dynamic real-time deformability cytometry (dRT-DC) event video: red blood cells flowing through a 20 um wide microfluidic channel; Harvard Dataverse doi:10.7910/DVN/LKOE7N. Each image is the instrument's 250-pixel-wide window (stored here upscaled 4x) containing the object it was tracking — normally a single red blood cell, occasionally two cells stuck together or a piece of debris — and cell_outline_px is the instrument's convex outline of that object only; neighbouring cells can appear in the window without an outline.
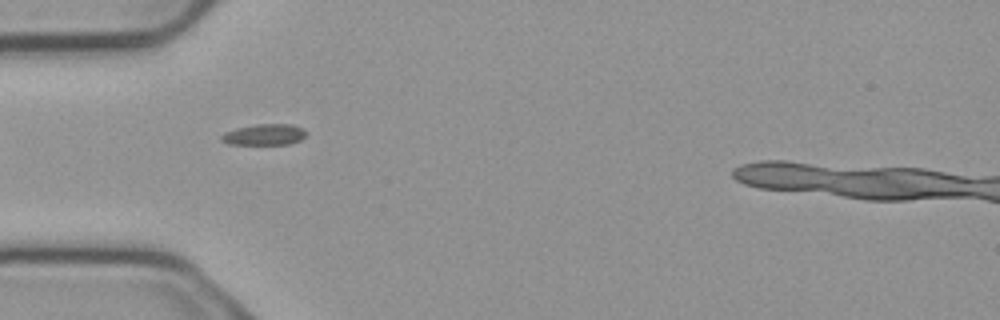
{"species": "common noctule bat (a hibernating species)", "species_latin": "Nyctalus noctula", "temperature_condition": "cold", "stored_images_in_passage": 9, "segment_of_instrument_passage": [2, 2], "camera_frame_rate_fps": 3000, "um_per_image_px": 0.085, "animal": {"sex": "male", "body_mass_g": 23.1, "forearm_length_mm": 52.7}, "frame": {"image": 1, "passage_image": 5, "time_ms": 1.333, "image_size_px": [1000, 320], "cell_outline_px": [[308, 132], [300, 140], [288, 144], [228, 144], [220, 140], [220, 136], [224, 132], [236, 128], [256, 124], [292, 124], [304, 128]], "centroid_in_image_um": [22.47, 11.43], "position_along_channel_um": 62.5, "area_um2": 10.52}}
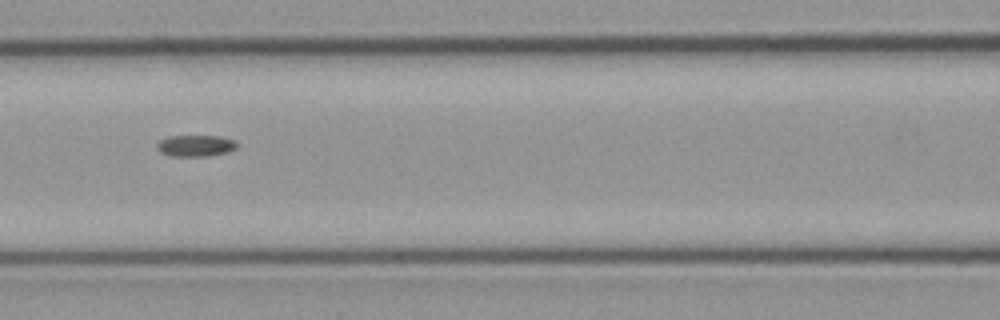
{"frame": {"image": 2, "passage_image": 7, "time_ms": 2.0, "image_size_px": [1000, 320], "cell_outline_px": [[236, 148], [228, 152], [208, 156], [168, 156], [160, 152], [156, 148], [156, 144], [160, 140], [168, 136], [220, 136], [236, 140]], "centroid_in_image_um": [16.6, 12.39], "position_along_channel_um": 150.0, "area_um2": 10.12}}
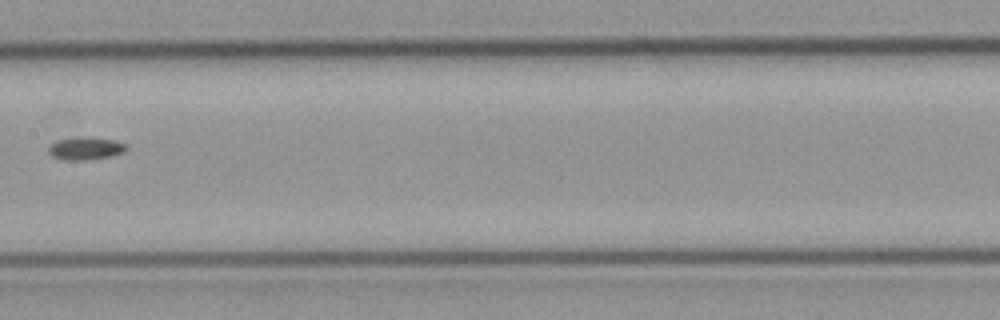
{"frame": {"image": 3, "passage_image": 8, "time_ms": 2.333, "image_size_px": [1000, 320], "cell_outline_px": [[128, 148], [124, 152], [112, 156], [84, 160], [64, 160], [52, 156], [48, 152], [48, 148], [56, 140], [80, 136], [88, 136], [116, 140], [124, 144]], "centroid_in_image_um": [7.27, 12.6], "position_along_channel_um": 200.1, "area_um2": 10.46}}